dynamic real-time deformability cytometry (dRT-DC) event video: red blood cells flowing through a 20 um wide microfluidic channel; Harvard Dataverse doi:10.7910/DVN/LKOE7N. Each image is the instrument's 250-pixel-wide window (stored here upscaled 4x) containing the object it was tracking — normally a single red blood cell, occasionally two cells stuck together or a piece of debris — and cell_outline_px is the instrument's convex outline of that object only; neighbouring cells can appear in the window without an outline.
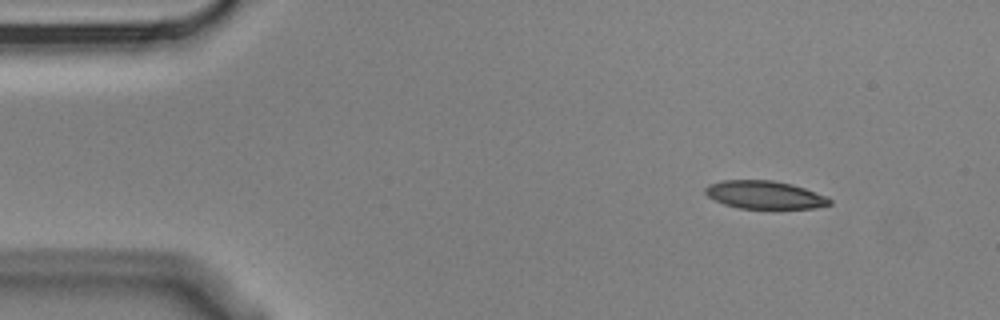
{"species": "Egyptian fruit bat (a non-hibernating species)", "species_latin": "Rousettus aegyptiacus", "temperature_condition": "cold", "stored_images_in_passage": 5, "camera_frame_rate_fps": 3000, "um_per_image_px": 0.085, "animal": {"sex": "male"}, "frame": {"image": 1, "passage_image": 1, "time_ms": 0.0, "image_size_px": [1000, 320], "cell_outline_px": [[832, 204], [816, 208], [740, 208], [724, 204], [708, 196], [704, 192], [704, 188], [708, 184], [724, 180], [772, 180], [792, 184], [828, 196], [832, 200]], "centroid_in_image_um": [65.02, 16.55], "position_along_channel_um": 20.0, "area_um2": 20.29}}
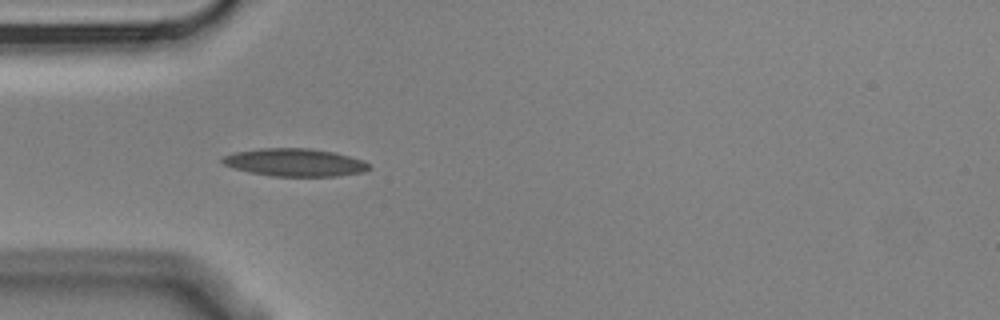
{"frame": {"image": 2, "passage_image": 4, "time_ms": 1.0, "image_size_px": [1000, 320], "cell_outline_px": [[372, 168], [364, 172], [336, 176], [272, 176], [252, 172], [236, 168], [224, 164], [220, 160], [224, 156], [236, 152], [260, 148], [308, 148], [332, 152], [364, 160]], "centroid_in_image_um": [25.1, 13.8], "position_along_channel_um": 59.9, "area_um2": 23.47}}
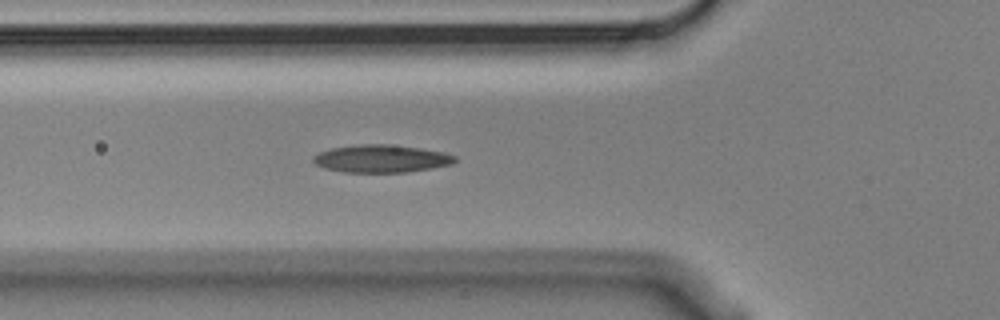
{"frame": {"image": 3, "passage_image": 5, "time_ms": 1.333, "image_size_px": [1000, 320], "cell_outline_px": [[456, 160], [452, 164], [408, 172], [344, 172], [324, 168], [316, 164], [312, 160], [312, 156], [320, 152], [332, 148], [360, 144], [388, 144], [420, 148], [444, 152], [456, 156]], "centroid_in_image_um": [32.4, 13.48], "position_along_channel_um": 93.4, "area_um2": 22.77}}